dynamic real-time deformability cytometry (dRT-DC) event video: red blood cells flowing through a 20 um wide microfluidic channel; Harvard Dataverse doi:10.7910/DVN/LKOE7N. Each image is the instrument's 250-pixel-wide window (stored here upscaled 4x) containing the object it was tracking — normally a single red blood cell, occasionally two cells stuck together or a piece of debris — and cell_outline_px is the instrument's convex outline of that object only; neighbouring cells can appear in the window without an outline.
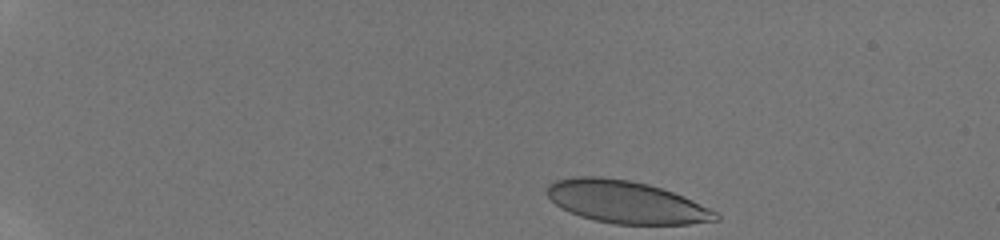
{"species": "human", "species_latin": "Homo sapiens", "temperature_condition": "room temperature", "stored_images_in_passage": 40, "camera_frame_rate_fps": 3000, "um_per_image_px": 0.085, "donor": {"sex": "male"}, "frame": {"image": 1, "passage_image": 1, "time_ms": 0.0, "image_size_px": [1000, 240], "cell_outline_px": [[720, 220], [688, 224], [616, 224], [592, 220], [568, 212], [560, 208], [548, 196], [548, 184], [556, 180], [576, 176], [600, 176], [628, 180], [648, 184], [684, 196], [716, 212], [720, 216]], "centroid_in_image_um": [53.2, 17.17], "position_along_channel_um": 31.8, "area_um2": 41.62}}
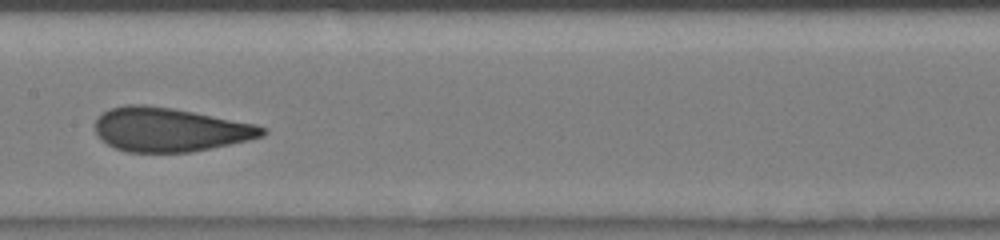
{"frame": {"image": 2, "passage_image": 21, "time_ms": 6.667, "image_size_px": [1000, 240], "cell_outline_px": [[268, 132], [264, 136], [248, 140], [192, 152], [128, 152], [116, 148], [108, 144], [96, 132], [96, 120], [104, 112], [112, 108], [128, 104], [144, 104], [172, 108], [256, 124], [268, 128]], "centroid_in_image_um": [14.48, 11.02], "position_along_channel_um": 192.9, "area_um2": 42.48}}
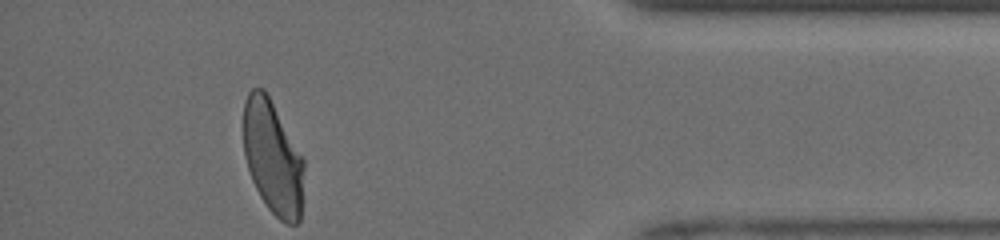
{"frame": {"image": 3, "passage_image": 40, "time_ms": 12.667, "image_size_px": [1000, 240], "cell_outline_px": [[304, 168], [300, 220], [296, 224], [288, 224], [280, 220], [268, 208], [260, 196], [252, 180], [244, 156], [244, 100], [248, 92], [252, 88], [264, 88], [304, 160]], "centroid_in_image_um": [23.17, 13.4], "position_along_channel_um": 412.0, "area_um2": 39.77}, "authors_computed_cell_mechanics": {"area_um2": 42.5986, "velocity_mm_per_s": 4.1368, "shape_relaxation_time_tau1_ms": 4.3466, "shape_relaxation_time_tau2_ms": 0.7395, "deformation_change_tau1": 0.1595, "deformation_change_tau2": 0.0553}}